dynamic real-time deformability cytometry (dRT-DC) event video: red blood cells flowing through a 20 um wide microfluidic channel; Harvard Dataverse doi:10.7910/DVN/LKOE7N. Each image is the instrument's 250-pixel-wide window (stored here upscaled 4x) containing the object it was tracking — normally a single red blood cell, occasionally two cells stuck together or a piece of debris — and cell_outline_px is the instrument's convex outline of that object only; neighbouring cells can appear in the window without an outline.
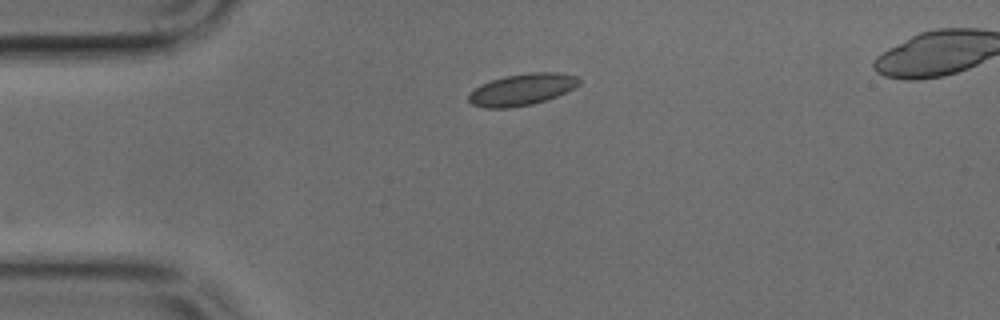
{"species": "common noctule bat (a hibernating species)", "species_latin": "Nyctalus noctula", "temperature_condition": "cold", "stored_images_in_passage": 38, "camera_frame_rate_fps": 3000, "um_per_image_px": 0.085, "animal": {"sex": "male", "body_mass_g": 17.9, "forearm_length_mm": 54.2}, "frame": {"image": 1, "passage_image": 1, "time_ms": 0.0, "image_size_px": [1000, 320], "cell_outline_px": [[580, 84], [556, 96], [532, 104], [508, 108], [484, 108], [472, 104], [468, 100], [468, 96], [480, 84], [504, 76], [528, 72], [560, 72], [580, 76]], "centroid_in_image_um": [44.38, 7.59], "position_along_channel_um": 40.6, "area_um2": 20.35}}
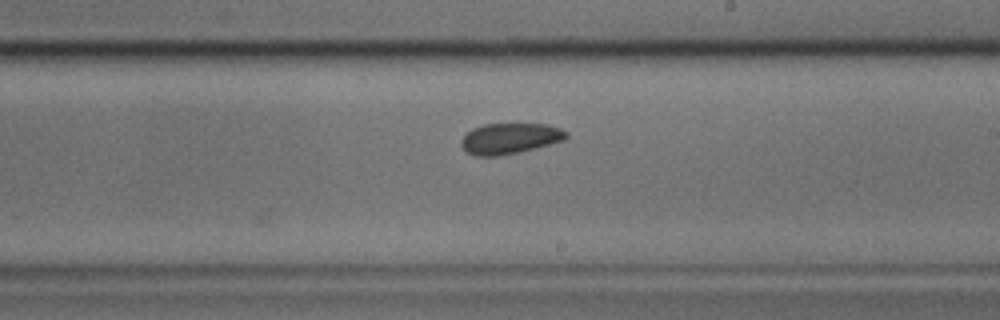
{"frame": {"image": 2, "passage_image": 18, "time_ms": 5.667, "image_size_px": [1000, 320], "cell_outline_px": [[568, 136], [564, 140], [536, 148], [520, 152], [496, 156], [476, 156], [468, 152], [460, 144], [460, 140], [472, 128], [484, 124], [548, 124], [560, 128], [568, 132]], "centroid_in_image_um": [43.35, 11.77], "position_along_channel_um": 245.6, "area_um2": 18.84}}
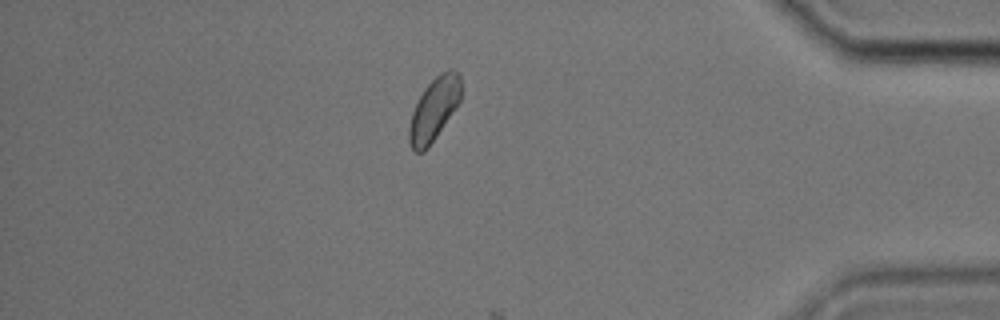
{"frame": {"image": 3, "passage_image": 32, "time_ms": 10.333, "image_size_px": [1000, 320], "cell_outline_px": [[460, 100], [428, 148], [424, 152], [412, 152], [408, 140], [408, 128], [412, 112], [424, 88], [440, 72], [448, 68], [452, 68], [460, 72]], "centroid_in_image_um": [36.87, 9.28], "position_along_channel_um": 398.3, "area_um2": 18.96}}